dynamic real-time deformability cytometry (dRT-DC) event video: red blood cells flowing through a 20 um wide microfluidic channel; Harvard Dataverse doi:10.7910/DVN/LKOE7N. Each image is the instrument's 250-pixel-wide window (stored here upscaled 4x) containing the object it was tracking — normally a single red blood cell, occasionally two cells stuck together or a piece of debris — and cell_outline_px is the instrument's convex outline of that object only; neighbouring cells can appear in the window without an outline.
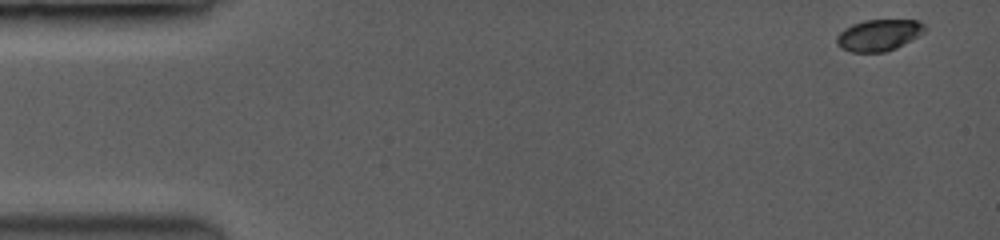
{"species": "common noctule bat (a hibernating species)", "species_latin": "Nyctalus noctula", "temperature_condition": "room temperature", "stored_images_in_passage": 43, "camera_frame_rate_fps": 3500, "um_per_image_px": 0.085, "animal": {"sex": "female", "body_mass_g": 19.0, "forearm_length_mm": 53.3}, "frame": {"image": 1, "passage_image": 1, "time_ms": 0.0, "image_size_px": [1000, 240], "cell_outline_px": [[924, 32], [896, 48], [884, 52], [852, 52], [844, 48], [836, 40], [840, 32], [864, 20], [916, 20], [924, 28]], "centroid_in_image_um": [74.71, 2.99], "position_along_channel_um": 10.3, "area_um2": 15.43}}
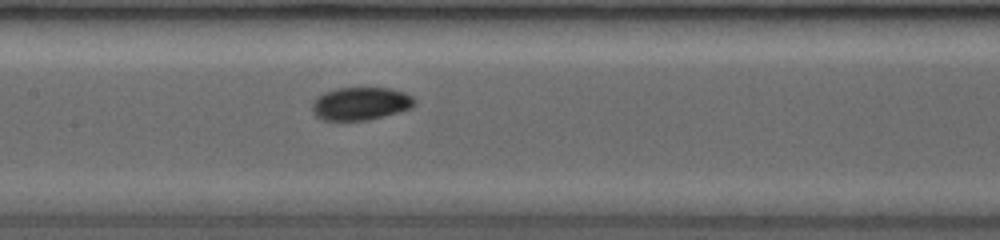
{"frame": {"image": 2, "passage_image": 20, "time_ms": 7.429, "image_size_px": [1000, 240], "cell_outline_px": [[412, 104], [408, 108], [396, 112], [368, 120], [324, 120], [316, 116], [312, 108], [312, 104], [320, 96], [328, 92], [340, 88], [392, 88], [404, 92], [412, 96]], "centroid_in_image_um": [30.63, 8.81], "position_along_channel_um": 176.8, "area_um2": 18.96}}
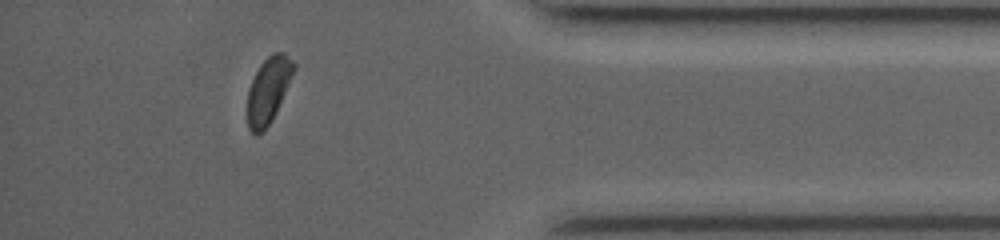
{"frame": {"image": 3, "passage_image": 38, "time_ms": 13.714, "image_size_px": [1000, 240], "cell_outline_px": [[296, 68], [276, 112], [272, 120], [256, 136], [248, 128], [248, 88], [260, 64], [272, 52], [284, 52], [296, 64]], "centroid_in_image_um": [22.82, 7.62], "position_along_channel_um": 412.4, "area_um2": 17.63}, "authors_computed_cell_mechanics": {"area_um2": 18.496, "velocity_mm_per_s": 4.043, "shape_relaxation_time_tau1_ms": 2.1698, "shape_relaxation_time_tau2_ms": null, "deformation_change_tau1": 0.0916, "deformation_change_tau2": null}}